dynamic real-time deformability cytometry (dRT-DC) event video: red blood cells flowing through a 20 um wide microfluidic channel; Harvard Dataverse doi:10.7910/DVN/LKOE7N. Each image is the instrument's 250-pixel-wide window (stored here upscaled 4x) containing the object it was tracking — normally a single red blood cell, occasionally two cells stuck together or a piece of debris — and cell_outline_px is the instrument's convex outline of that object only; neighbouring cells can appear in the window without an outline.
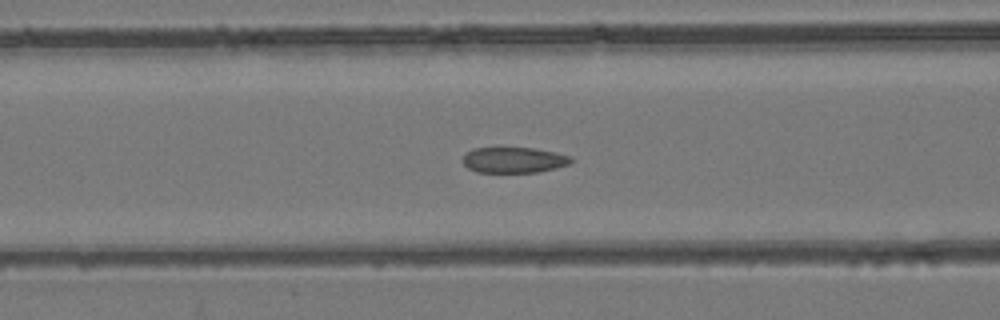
{"species": "common noctule bat (a hibernating species)", "species_latin": "Nyctalus noctula", "temperature_condition": "room temperature", "stored_images_in_passage": 52, "camera_frame_rate_fps": 3000, "um_per_image_px": 0.085, "animal": {"sex": "female", "body_mass_g": 24.6, "forearm_length_mm": 56.2}, "frame": {"image": 1, "passage_image": 21, "time_ms": 6.667, "image_size_px": [1000, 320], "cell_outline_px": [[576, 160], [568, 164], [556, 168], [540, 172], [476, 172], [468, 168], [464, 164], [464, 152], [472, 148], [536, 148], [556, 152], [572, 156]], "centroid_in_image_um": [43.72, 13.59], "position_along_channel_um": 122.9, "area_um2": 16.42}}
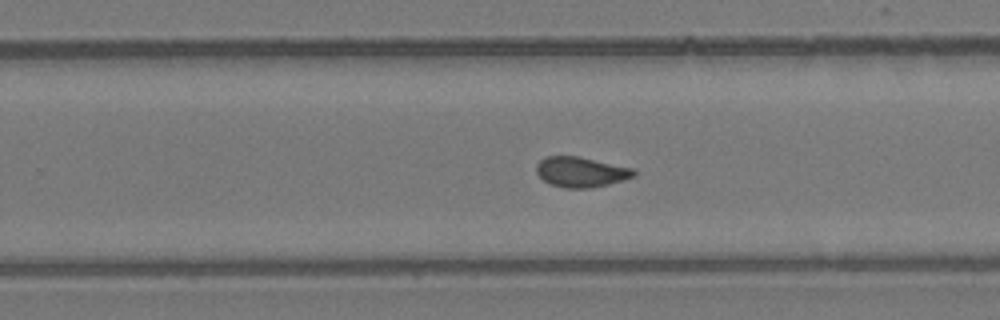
{"frame": {"image": 2, "passage_image": 33, "time_ms": 10.667, "image_size_px": [1000, 320], "cell_outline_px": [[636, 176], [624, 180], [608, 184], [588, 188], [564, 188], [548, 184], [536, 172], [536, 164], [540, 160], [548, 156], [580, 156], [636, 168]], "centroid_in_image_um": [49.42, 14.61], "position_along_channel_um": 280.4, "area_um2": 17.46}}
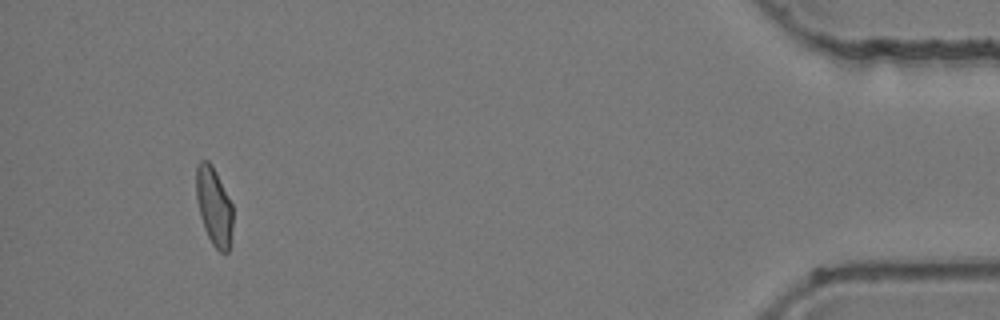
{"frame": {"image": 3, "passage_image": 49, "time_ms": 16.0, "image_size_px": [1000, 320], "cell_outline_px": [[232, 228], [228, 252], [220, 252], [212, 244], [204, 228], [200, 216], [196, 196], [196, 164], [200, 160], [208, 160], [212, 164], [232, 204]], "centroid_in_image_um": [18.17, 17.5], "position_along_channel_um": 417.0, "area_um2": 16.65}, "authors_computed_cell_mechanics": {"area_um2": 17.4556, "velocity_mm_per_s": 3.9444, "shape_relaxation_time_tau1_ms": null, "shape_relaxation_time_tau2_ms": 1.0946, "deformation_change_tau1": null, "deformation_change_tau2": 0.0543}}